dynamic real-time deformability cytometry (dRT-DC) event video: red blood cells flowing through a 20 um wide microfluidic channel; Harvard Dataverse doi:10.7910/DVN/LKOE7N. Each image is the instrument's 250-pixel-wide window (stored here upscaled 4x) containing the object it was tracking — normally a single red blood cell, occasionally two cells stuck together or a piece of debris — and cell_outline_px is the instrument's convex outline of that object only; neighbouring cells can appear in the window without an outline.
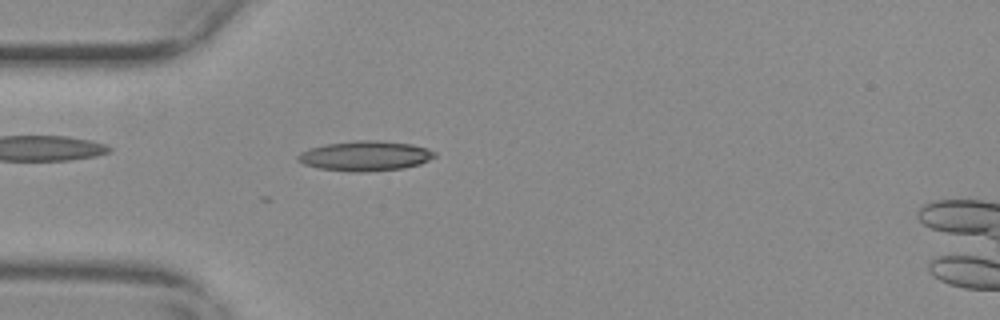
{"species": "common noctule bat (a hibernating species)", "species_latin": "Nyctalus noctula", "temperature_condition": "warm", "stored_images_in_passage": 9, "camera_frame_rate_fps": 3000, "um_per_image_px": 0.085, "animal": {"sex": "female", "body_mass_g": 29.2, "forearm_length_mm": 56.3}, "frame": {"image": 1, "passage_image": 7, "time_ms": 2.0, "image_size_px": [1000, 320], "cell_outline_px": [[436, 156], [420, 164], [404, 168], [364, 172], [352, 172], [320, 168], [304, 164], [296, 156], [300, 152], [308, 148], [324, 144], [356, 140], [376, 140], [412, 144], [428, 148], [436, 152]], "centroid_in_image_um": [31.06, 13.24], "position_along_channel_um": 53.9, "area_um2": 23.93}}